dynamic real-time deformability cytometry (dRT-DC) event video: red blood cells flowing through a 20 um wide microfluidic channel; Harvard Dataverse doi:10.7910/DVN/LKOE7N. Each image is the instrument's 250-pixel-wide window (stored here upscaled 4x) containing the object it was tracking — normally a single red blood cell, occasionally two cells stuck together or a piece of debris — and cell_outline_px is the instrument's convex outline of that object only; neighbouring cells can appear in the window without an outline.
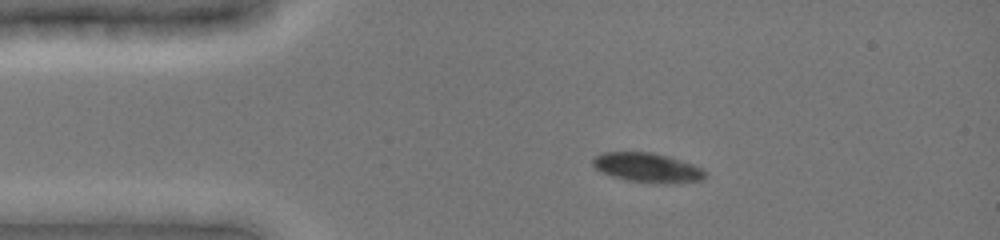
{"species": "common noctule bat (a hibernating species)", "species_latin": "Nyctalus noctula", "temperature_condition": "cold", "stored_images_in_passage": 6, "camera_frame_rate_fps": 3000, "um_per_image_px": 0.085, "animal": {"sex": "female", "body_mass_g": 19.0, "forearm_length_mm": 51.5}, "frame": {"image": 1, "passage_image": 3, "time_ms": 2.333, "image_size_px": [1000, 240], "cell_outline_px": [[708, 176], [704, 180], [676, 184], [664, 184], [628, 180], [612, 176], [600, 172], [592, 164], [592, 160], [600, 152], [652, 152], [668, 156], [692, 164], [708, 172]], "centroid_in_image_um": [55.07, 14.26], "position_along_channel_um": 29.9, "area_um2": 19.54}}